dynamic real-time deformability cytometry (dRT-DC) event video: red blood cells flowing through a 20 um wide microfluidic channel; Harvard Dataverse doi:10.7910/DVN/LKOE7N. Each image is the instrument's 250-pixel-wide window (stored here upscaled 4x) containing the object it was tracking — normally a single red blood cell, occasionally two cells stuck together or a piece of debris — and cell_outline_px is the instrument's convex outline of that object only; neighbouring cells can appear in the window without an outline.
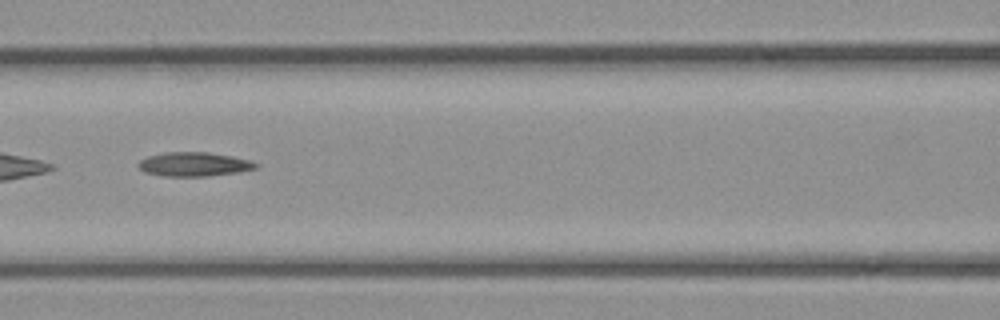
{"species": "common noctule bat (a hibernating species)", "species_latin": "Nyctalus noctula", "temperature_condition": "cold", "stored_images_in_passage": 39, "camera_frame_rate_fps": 3000, "um_per_image_px": 0.085, "animal": {"sex": "female", "body_mass_g": 21.9}, "frame": {"image": 1, "passage_image": 17, "time_ms": 5.333, "image_size_px": [1000, 320], "cell_outline_px": [[260, 164], [256, 168], [240, 172], [208, 176], [164, 176], [144, 172], [136, 164], [140, 160], [148, 156], [164, 152], [208, 152], [232, 156], [248, 160]], "centroid_in_image_um": [16.48, 13.96], "position_along_channel_um": 150.1, "area_um2": 16.53}}
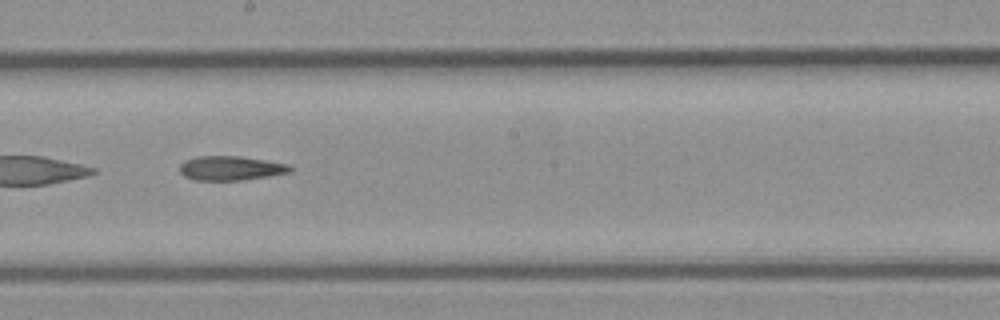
{"frame": {"image": 2, "passage_image": 23, "time_ms": 7.333, "image_size_px": [1000, 320], "cell_outline_px": [[296, 168], [292, 172], [268, 176], [240, 180], [192, 180], [184, 176], [180, 172], [180, 164], [184, 160], [196, 156], [240, 156], [288, 164]], "centroid_in_image_um": [19.62, 14.29], "position_along_channel_um": 228.6, "area_um2": 15.78}}